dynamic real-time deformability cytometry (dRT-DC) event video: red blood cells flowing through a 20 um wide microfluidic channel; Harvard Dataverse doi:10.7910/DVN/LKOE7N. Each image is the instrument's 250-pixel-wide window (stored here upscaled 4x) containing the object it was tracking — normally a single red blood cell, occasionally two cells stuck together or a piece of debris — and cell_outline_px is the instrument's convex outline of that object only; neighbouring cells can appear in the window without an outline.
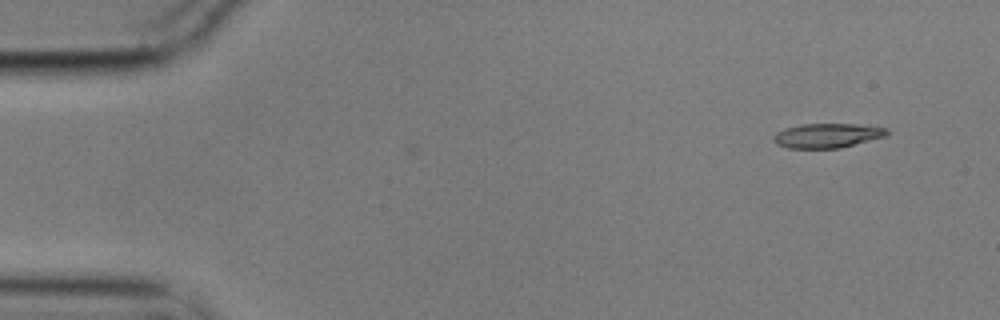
{"species": "common noctule bat (a hibernating species)", "species_latin": "Nyctalus noctula", "temperature_condition": "cold", "stored_images_in_passage": 9, "camera_frame_rate_fps": 3000, "um_per_image_px": 0.085, "animal": {"sex": "male", "body_mass_g": 17.9}, "frame": {"image": 1, "passage_image": 1, "time_ms": 0.0, "image_size_px": [1000, 320], "cell_outline_px": [[888, 136], [840, 148], [788, 148], [776, 144], [772, 140], [772, 136], [776, 132], [800, 124], [856, 124], [888, 128]], "centroid_in_image_um": [70.33, 11.53], "position_along_channel_um": 14.7, "area_um2": 16.24}}
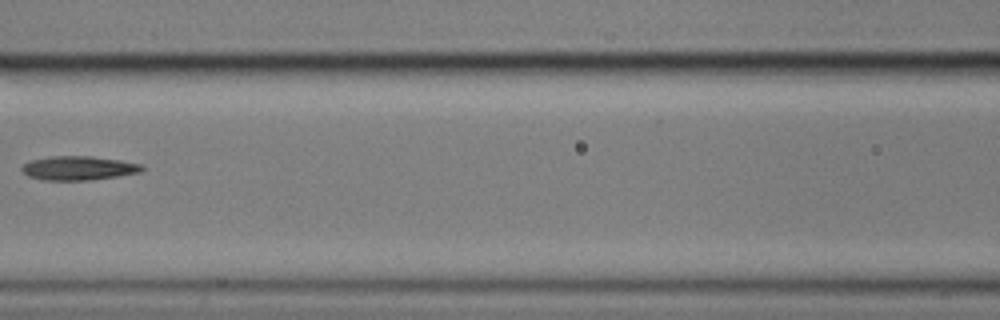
{"frame": {"image": 2, "passage_image": 6, "time_ms": 1.667, "image_size_px": [1000, 320], "cell_outline_px": [[144, 168], [140, 172], [92, 180], [40, 180], [28, 176], [20, 168], [28, 160], [48, 156], [92, 156], [120, 160], [144, 164]], "centroid_in_image_um": [6.65, 14.28], "position_along_channel_um": 160.0, "area_um2": 16.99}}
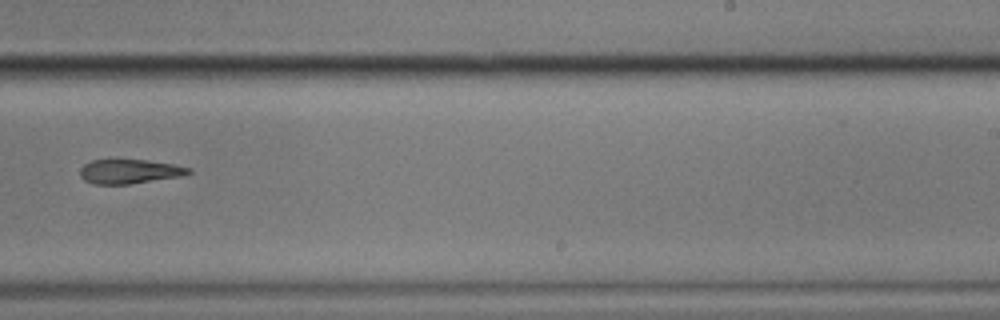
{"frame": {"image": 3, "passage_image": 9, "time_ms": 2.667, "image_size_px": [1000, 320], "cell_outline_px": [[192, 172], [180, 176], [128, 184], [92, 184], [84, 180], [80, 176], [80, 168], [84, 164], [92, 160], [148, 160], [172, 164], [192, 168]], "centroid_in_image_um": [10.98, 14.57], "position_along_channel_um": 278.0, "area_um2": 15.26}}